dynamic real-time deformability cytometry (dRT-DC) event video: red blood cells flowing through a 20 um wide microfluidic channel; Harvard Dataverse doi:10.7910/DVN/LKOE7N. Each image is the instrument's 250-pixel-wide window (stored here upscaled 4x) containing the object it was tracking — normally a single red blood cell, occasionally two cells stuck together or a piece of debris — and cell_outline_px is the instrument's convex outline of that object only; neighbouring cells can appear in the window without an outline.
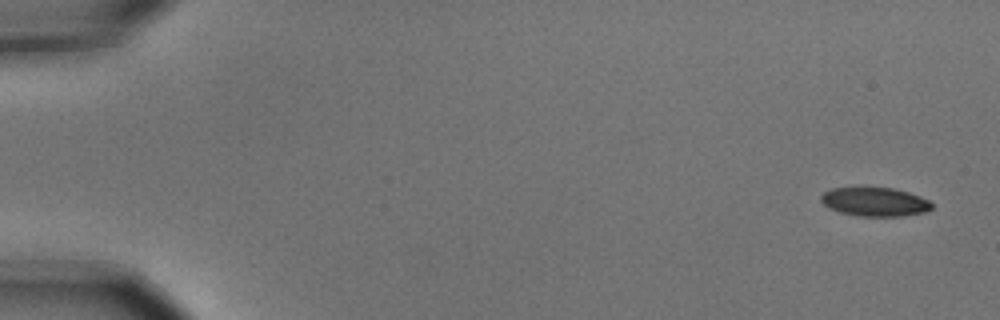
{"species": "common noctule bat (a hibernating species)", "species_latin": "Nyctalus noctula", "temperature_condition": "cold", "stored_images_in_passage": 6, "camera_frame_rate_fps": 3000, "um_per_image_px": 0.085, "animal": {"sex": "male", "body_mass_g": 15.6}, "frame": {"image": 1, "passage_image": 1, "time_ms": 0.0, "image_size_px": [1000, 320], "cell_outline_px": [[932, 208], [924, 212], [904, 216], [860, 216], [840, 212], [824, 204], [820, 200], [820, 196], [824, 192], [832, 188], [892, 188], [908, 192], [920, 196], [928, 200], [932, 204]], "centroid_in_image_um": [74.37, 17.16], "position_along_channel_um": 10.6, "area_um2": 18.38}}
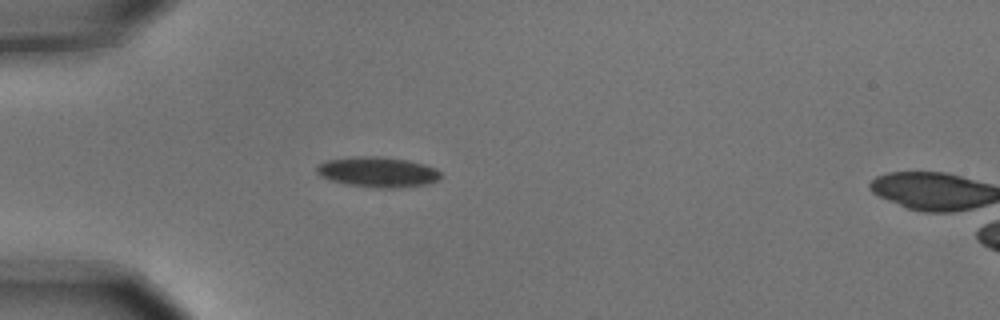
{"frame": {"image": 2, "passage_image": 5, "time_ms": 1.333, "image_size_px": [1000, 320], "cell_outline_px": [[440, 176], [436, 180], [428, 184], [400, 188], [376, 188], [348, 184], [332, 180], [320, 176], [316, 172], [316, 164], [324, 160], [352, 156], [380, 156], [408, 160], [424, 164], [436, 168], [440, 172]], "centroid_in_image_um": [32.07, 14.61], "position_along_channel_um": 52.9, "area_um2": 22.14}}